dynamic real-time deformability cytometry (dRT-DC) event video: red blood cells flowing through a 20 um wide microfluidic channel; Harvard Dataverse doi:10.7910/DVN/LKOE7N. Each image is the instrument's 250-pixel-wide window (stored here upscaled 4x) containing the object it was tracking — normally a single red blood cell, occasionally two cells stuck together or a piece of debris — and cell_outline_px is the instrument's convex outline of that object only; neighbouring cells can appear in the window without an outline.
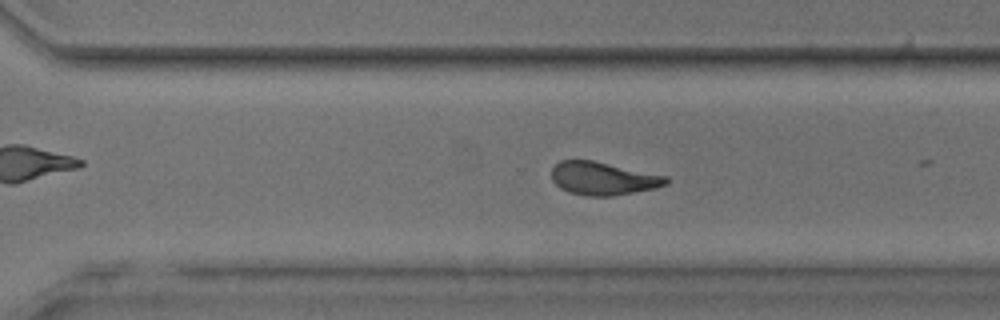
{"species": "common noctule bat (a hibernating species)", "species_latin": "Nyctalus noctula", "temperature_condition": "room temperature", "stored_images_in_passage": 42, "camera_frame_rate_fps": 3000, "um_per_image_px": 0.085, "animal": {"sex": "male", "body_mass_g": 17.9, "forearm_length_mm": 54.2}, "frame": {"image": 1, "passage_image": 35, "time_ms": 11.333, "image_size_px": [1000, 320], "cell_outline_px": [[668, 184], [656, 188], [612, 196], [584, 196], [568, 192], [560, 188], [552, 180], [552, 168], [560, 160], [592, 160], [668, 176]], "centroid_in_image_um": [51.26, 15.17], "position_along_channel_um": 319.3, "area_um2": 22.14}, "authors_computed_cell_mechanics": {"area_um2": 23.1778, "velocity_mm_per_s": 4.075, "shape_relaxation_time_tau1_ms": 10.036, "shape_relaxation_time_tau2_ms": 1.6974, "deformation_change_tau1": 0.2522, "deformation_change_tau2": 0.0861}}